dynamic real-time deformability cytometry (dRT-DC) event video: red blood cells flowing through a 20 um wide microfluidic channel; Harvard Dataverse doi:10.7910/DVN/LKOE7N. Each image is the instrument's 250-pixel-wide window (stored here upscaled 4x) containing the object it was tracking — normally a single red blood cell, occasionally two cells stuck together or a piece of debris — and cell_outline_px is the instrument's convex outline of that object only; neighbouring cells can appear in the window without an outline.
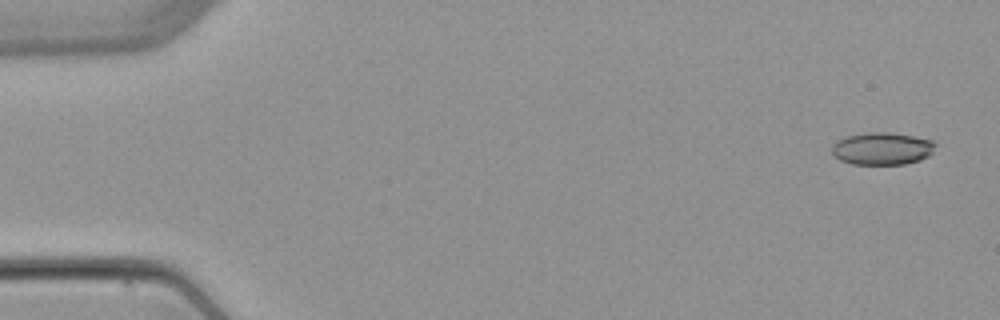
{"species": "common noctule bat (a hibernating species)", "species_latin": "Nyctalus noctula", "temperature_condition": "warm", "stored_images_in_passage": 2, "camera_frame_rate_fps": 3000, "um_per_image_px": 0.085, "animal": {"sex": "female", "body_mass_g": 22.7, "forearm_length_mm": 54.2}, "frame": {"image": 1, "passage_image": 1, "time_ms": 0.0, "image_size_px": [1000, 320], "cell_outline_px": [[936, 144], [932, 152], [928, 156], [920, 160], [904, 164], [852, 164], [840, 160], [832, 152], [832, 144], [836, 140], [844, 136], [864, 132], [888, 132], [912, 136], [932, 140]], "centroid_in_image_um": [74.95, 12.62], "position_along_channel_um": 10.1, "area_um2": 19.65}}